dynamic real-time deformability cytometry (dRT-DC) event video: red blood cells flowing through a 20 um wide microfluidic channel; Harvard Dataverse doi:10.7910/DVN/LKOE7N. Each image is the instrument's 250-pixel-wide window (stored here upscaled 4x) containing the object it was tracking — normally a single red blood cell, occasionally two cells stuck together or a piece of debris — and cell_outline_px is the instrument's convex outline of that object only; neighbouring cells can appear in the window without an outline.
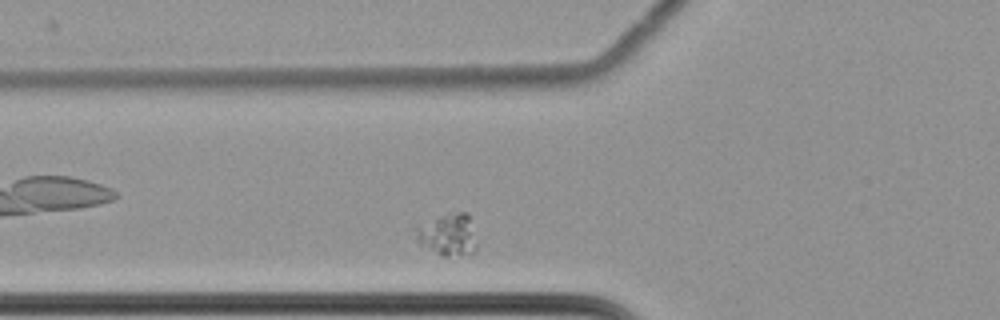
{"species": "common noctule bat (a hibernating species)", "species_latin": "Nyctalus noctula", "temperature_condition": "cold", "stored_images_in_passage": 32, "camera_frame_rate_fps": 3000, "um_per_image_px": 0.085, "animal": {"sex": "female", "body_mass_g": 22.7, "forearm_length_mm": 54.2}, "frame": {"image": 1, "passage_image": 4, "time_ms": 1.0, "image_size_px": [1000, 320], "cell_outline_px": [[476, 252], [448, 256], [440, 256], [420, 244], [416, 240], [412, 228], [448, 212], [468, 212], [476, 244]], "centroid_in_image_um": [38.02, 19.94], "position_along_channel_um": 87.8, "area_um2": 15.03}}
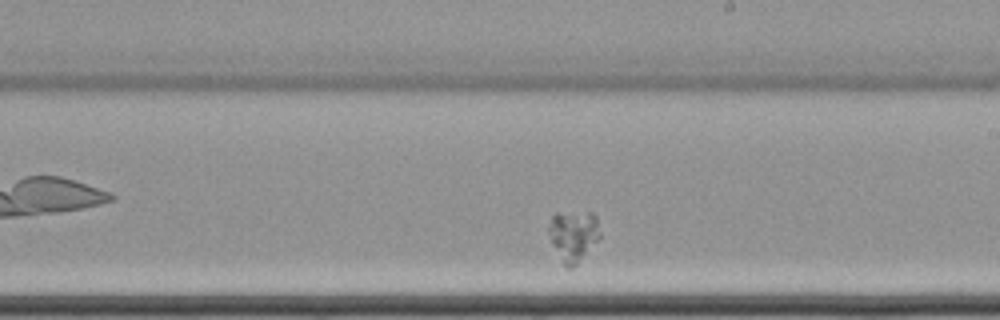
{"frame": {"image": 2, "passage_image": 18, "time_ms": 5.667, "image_size_px": [1000, 320], "cell_outline_px": [[600, 236], [576, 264], [568, 268], [564, 264], [552, 244], [548, 232], [548, 228], [552, 216], [556, 212], [592, 212], [596, 216], [600, 232]], "centroid_in_image_um": [48.72, 19.96], "position_along_channel_um": 240.3, "area_um2": 14.91}}
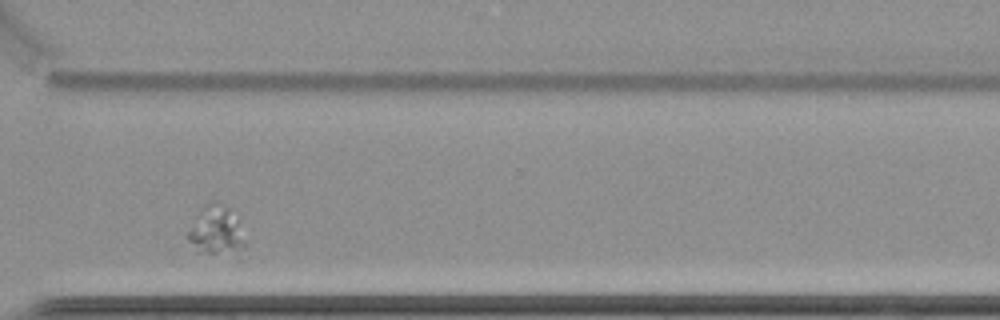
{"frame": {"image": 3, "passage_image": 28, "time_ms": 9.0, "image_size_px": [1000, 320], "cell_outline_px": [[244, 248], [240, 260], [204, 252], [188, 240], [188, 228], [204, 204], [208, 200], [216, 200], [224, 204], [228, 208], [236, 220], [244, 244]], "centroid_in_image_um": [18.41, 19.66], "position_along_channel_um": 352.2, "area_um2": 16.59}}